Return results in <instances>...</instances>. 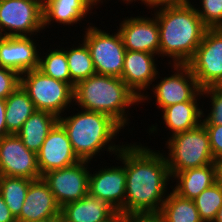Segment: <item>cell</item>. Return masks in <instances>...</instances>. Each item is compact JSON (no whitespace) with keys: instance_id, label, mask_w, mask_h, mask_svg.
Instances as JSON below:
<instances>
[{"instance_id":"1f68e13d","label":"cell","mask_w":222,"mask_h":222,"mask_svg":"<svg viewBox=\"0 0 222 222\" xmlns=\"http://www.w3.org/2000/svg\"><path fill=\"white\" fill-rule=\"evenodd\" d=\"M20 85V75L0 66V99H6Z\"/></svg>"},{"instance_id":"74e56055","label":"cell","mask_w":222,"mask_h":222,"mask_svg":"<svg viewBox=\"0 0 222 222\" xmlns=\"http://www.w3.org/2000/svg\"><path fill=\"white\" fill-rule=\"evenodd\" d=\"M215 167V183L222 188V156L213 161Z\"/></svg>"},{"instance_id":"30bf717a","label":"cell","mask_w":222,"mask_h":222,"mask_svg":"<svg viewBox=\"0 0 222 222\" xmlns=\"http://www.w3.org/2000/svg\"><path fill=\"white\" fill-rule=\"evenodd\" d=\"M115 159L120 161L116 162L117 165H121L116 166L115 163V166L106 165L103 167L102 164V167L96 168L94 172H92L93 167L90 168L88 193L124 215L126 197L125 145L120 149Z\"/></svg>"},{"instance_id":"4dcf8cb0","label":"cell","mask_w":222,"mask_h":222,"mask_svg":"<svg viewBox=\"0 0 222 222\" xmlns=\"http://www.w3.org/2000/svg\"><path fill=\"white\" fill-rule=\"evenodd\" d=\"M192 3L208 29L222 28V0H199L201 5Z\"/></svg>"},{"instance_id":"9a60e30c","label":"cell","mask_w":222,"mask_h":222,"mask_svg":"<svg viewBox=\"0 0 222 222\" xmlns=\"http://www.w3.org/2000/svg\"><path fill=\"white\" fill-rule=\"evenodd\" d=\"M79 161L81 160L75 154L65 129L57 122L37 152L41 176L49 171L74 165Z\"/></svg>"},{"instance_id":"ffe728a7","label":"cell","mask_w":222,"mask_h":222,"mask_svg":"<svg viewBox=\"0 0 222 222\" xmlns=\"http://www.w3.org/2000/svg\"><path fill=\"white\" fill-rule=\"evenodd\" d=\"M199 101H185L161 110L170 137L191 130L202 123L203 105ZM201 106V107H200Z\"/></svg>"},{"instance_id":"52a82bcc","label":"cell","mask_w":222,"mask_h":222,"mask_svg":"<svg viewBox=\"0 0 222 222\" xmlns=\"http://www.w3.org/2000/svg\"><path fill=\"white\" fill-rule=\"evenodd\" d=\"M168 67H172V74L165 77H160V72L157 73L156 82L153 84L150 92L145 93L140 99V103H146V101L155 99L157 109H164L170 105L176 103H182L185 101H200L202 97V88L198 85V82L190 67L187 64H171ZM173 69V70H172ZM160 78V81L158 80ZM158 80V82H157ZM151 97V98H150Z\"/></svg>"},{"instance_id":"2e32d148","label":"cell","mask_w":222,"mask_h":222,"mask_svg":"<svg viewBox=\"0 0 222 222\" xmlns=\"http://www.w3.org/2000/svg\"><path fill=\"white\" fill-rule=\"evenodd\" d=\"M33 37H3L0 40V66L12 69L19 75L38 69L41 46L38 44L39 37Z\"/></svg>"},{"instance_id":"4316f807","label":"cell","mask_w":222,"mask_h":222,"mask_svg":"<svg viewBox=\"0 0 222 222\" xmlns=\"http://www.w3.org/2000/svg\"><path fill=\"white\" fill-rule=\"evenodd\" d=\"M33 180L0 175V194L15 218L20 214L29 185Z\"/></svg>"},{"instance_id":"83f0119b","label":"cell","mask_w":222,"mask_h":222,"mask_svg":"<svg viewBox=\"0 0 222 222\" xmlns=\"http://www.w3.org/2000/svg\"><path fill=\"white\" fill-rule=\"evenodd\" d=\"M56 47V49L49 47V50L46 53H42L43 55L45 54V56H43L40 51L38 69L45 75L64 83H68L75 88L76 84L70 78L66 52L61 47Z\"/></svg>"},{"instance_id":"9c48e42d","label":"cell","mask_w":222,"mask_h":222,"mask_svg":"<svg viewBox=\"0 0 222 222\" xmlns=\"http://www.w3.org/2000/svg\"><path fill=\"white\" fill-rule=\"evenodd\" d=\"M43 28V5L32 0H0L3 37L38 36Z\"/></svg>"},{"instance_id":"7a4b0ae2","label":"cell","mask_w":222,"mask_h":222,"mask_svg":"<svg viewBox=\"0 0 222 222\" xmlns=\"http://www.w3.org/2000/svg\"><path fill=\"white\" fill-rule=\"evenodd\" d=\"M151 10L159 26V57L169 58V65L187 64L208 29L193 3L166 5Z\"/></svg>"},{"instance_id":"836d02e7","label":"cell","mask_w":222,"mask_h":222,"mask_svg":"<svg viewBox=\"0 0 222 222\" xmlns=\"http://www.w3.org/2000/svg\"><path fill=\"white\" fill-rule=\"evenodd\" d=\"M140 2L141 6L142 4L145 5L146 7L144 9H154L160 6H166V5H181V4H186L192 2V0H132L130 4H135V2Z\"/></svg>"},{"instance_id":"8992f818","label":"cell","mask_w":222,"mask_h":222,"mask_svg":"<svg viewBox=\"0 0 222 222\" xmlns=\"http://www.w3.org/2000/svg\"><path fill=\"white\" fill-rule=\"evenodd\" d=\"M20 85L28 93L36 110L51 112L59 118L74 105V88L45 75L39 69L21 74Z\"/></svg>"},{"instance_id":"f6af8a7d","label":"cell","mask_w":222,"mask_h":222,"mask_svg":"<svg viewBox=\"0 0 222 222\" xmlns=\"http://www.w3.org/2000/svg\"><path fill=\"white\" fill-rule=\"evenodd\" d=\"M3 38V35L1 34V32H0V40Z\"/></svg>"},{"instance_id":"ac0fdd59","label":"cell","mask_w":222,"mask_h":222,"mask_svg":"<svg viewBox=\"0 0 222 222\" xmlns=\"http://www.w3.org/2000/svg\"><path fill=\"white\" fill-rule=\"evenodd\" d=\"M102 5L101 0H45L43 5V28L47 29L49 25L72 26L82 23L90 18L92 9H97ZM90 14V15H89ZM86 19V20H85ZM80 22V23H79ZM55 23V24H53Z\"/></svg>"},{"instance_id":"d6986e66","label":"cell","mask_w":222,"mask_h":222,"mask_svg":"<svg viewBox=\"0 0 222 222\" xmlns=\"http://www.w3.org/2000/svg\"><path fill=\"white\" fill-rule=\"evenodd\" d=\"M61 212L48 184L43 178L33 180L24 200L17 222H32L40 219L55 217Z\"/></svg>"},{"instance_id":"ee69618b","label":"cell","mask_w":222,"mask_h":222,"mask_svg":"<svg viewBox=\"0 0 222 222\" xmlns=\"http://www.w3.org/2000/svg\"><path fill=\"white\" fill-rule=\"evenodd\" d=\"M32 1L40 2L42 5H44V2H45V0H32Z\"/></svg>"},{"instance_id":"b9f144b4","label":"cell","mask_w":222,"mask_h":222,"mask_svg":"<svg viewBox=\"0 0 222 222\" xmlns=\"http://www.w3.org/2000/svg\"><path fill=\"white\" fill-rule=\"evenodd\" d=\"M32 222H55V217L47 218V219H40Z\"/></svg>"},{"instance_id":"5b68a950","label":"cell","mask_w":222,"mask_h":222,"mask_svg":"<svg viewBox=\"0 0 222 222\" xmlns=\"http://www.w3.org/2000/svg\"><path fill=\"white\" fill-rule=\"evenodd\" d=\"M167 136L165 148L169 150H167L168 153L164 150L163 154H165L171 178L176 173L213 163L209 136L202 123L183 133L172 137Z\"/></svg>"},{"instance_id":"f546056e","label":"cell","mask_w":222,"mask_h":222,"mask_svg":"<svg viewBox=\"0 0 222 222\" xmlns=\"http://www.w3.org/2000/svg\"><path fill=\"white\" fill-rule=\"evenodd\" d=\"M202 97L210 99L209 109H203V125H222V88L219 86H210L202 89ZM211 103V104H210ZM212 106V107H210ZM208 112V113H206Z\"/></svg>"},{"instance_id":"8d00e7d4","label":"cell","mask_w":222,"mask_h":222,"mask_svg":"<svg viewBox=\"0 0 222 222\" xmlns=\"http://www.w3.org/2000/svg\"><path fill=\"white\" fill-rule=\"evenodd\" d=\"M125 222H162L156 215L126 216Z\"/></svg>"},{"instance_id":"60d3db41","label":"cell","mask_w":222,"mask_h":222,"mask_svg":"<svg viewBox=\"0 0 222 222\" xmlns=\"http://www.w3.org/2000/svg\"><path fill=\"white\" fill-rule=\"evenodd\" d=\"M213 222H222V206L219 208L217 216Z\"/></svg>"},{"instance_id":"3957f363","label":"cell","mask_w":222,"mask_h":222,"mask_svg":"<svg viewBox=\"0 0 222 222\" xmlns=\"http://www.w3.org/2000/svg\"><path fill=\"white\" fill-rule=\"evenodd\" d=\"M74 108L78 112L72 110V115L70 112L68 114L65 112L58 118V122L65 129L72 148L80 160L91 162L93 158H99L98 156L105 153L104 151L116 156L124 143H128L115 144L114 141L117 142L119 136H122L118 134L123 132V128L110 116Z\"/></svg>"},{"instance_id":"6da1fadb","label":"cell","mask_w":222,"mask_h":222,"mask_svg":"<svg viewBox=\"0 0 222 222\" xmlns=\"http://www.w3.org/2000/svg\"><path fill=\"white\" fill-rule=\"evenodd\" d=\"M162 151L153 150L141 142L125 143L124 216L157 215L160 212L172 180Z\"/></svg>"},{"instance_id":"cb8c5ba5","label":"cell","mask_w":222,"mask_h":222,"mask_svg":"<svg viewBox=\"0 0 222 222\" xmlns=\"http://www.w3.org/2000/svg\"><path fill=\"white\" fill-rule=\"evenodd\" d=\"M35 110L28 93L19 85L6 98L5 121L8 133L17 134Z\"/></svg>"},{"instance_id":"5bb4252c","label":"cell","mask_w":222,"mask_h":222,"mask_svg":"<svg viewBox=\"0 0 222 222\" xmlns=\"http://www.w3.org/2000/svg\"><path fill=\"white\" fill-rule=\"evenodd\" d=\"M146 16H125L116 27L126 50L147 52L159 56V26L153 13Z\"/></svg>"},{"instance_id":"f1b7e54d","label":"cell","mask_w":222,"mask_h":222,"mask_svg":"<svg viewBox=\"0 0 222 222\" xmlns=\"http://www.w3.org/2000/svg\"><path fill=\"white\" fill-rule=\"evenodd\" d=\"M203 222H213L222 206V188L216 183L201 192L193 199Z\"/></svg>"},{"instance_id":"7c38bea8","label":"cell","mask_w":222,"mask_h":222,"mask_svg":"<svg viewBox=\"0 0 222 222\" xmlns=\"http://www.w3.org/2000/svg\"><path fill=\"white\" fill-rule=\"evenodd\" d=\"M89 163L91 164L89 161L81 160L74 165L49 171L42 176L60 207L81 200L88 194Z\"/></svg>"},{"instance_id":"ba28073f","label":"cell","mask_w":222,"mask_h":222,"mask_svg":"<svg viewBox=\"0 0 222 222\" xmlns=\"http://www.w3.org/2000/svg\"><path fill=\"white\" fill-rule=\"evenodd\" d=\"M88 23L81 37L89 48L96 74L121 78L126 49L120 32L110 34Z\"/></svg>"},{"instance_id":"484cf974","label":"cell","mask_w":222,"mask_h":222,"mask_svg":"<svg viewBox=\"0 0 222 222\" xmlns=\"http://www.w3.org/2000/svg\"><path fill=\"white\" fill-rule=\"evenodd\" d=\"M78 44L71 48L69 44V48L60 46L66 52L70 78L75 84L96 74L89 48L82 38Z\"/></svg>"},{"instance_id":"f35d334b","label":"cell","mask_w":222,"mask_h":222,"mask_svg":"<svg viewBox=\"0 0 222 222\" xmlns=\"http://www.w3.org/2000/svg\"><path fill=\"white\" fill-rule=\"evenodd\" d=\"M126 216L118 211H114L106 220L101 222H125Z\"/></svg>"},{"instance_id":"ab89813d","label":"cell","mask_w":222,"mask_h":222,"mask_svg":"<svg viewBox=\"0 0 222 222\" xmlns=\"http://www.w3.org/2000/svg\"><path fill=\"white\" fill-rule=\"evenodd\" d=\"M55 222H72L67 217H65L61 212L55 216Z\"/></svg>"},{"instance_id":"e575fe53","label":"cell","mask_w":222,"mask_h":222,"mask_svg":"<svg viewBox=\"0 0 222 222\" xmlns=\"http://www.w3.org/2000/svg\"><path fill=\"white\" fill-rule=\"evenodd\" d=\"M0 222H17L0 194Z\"/></svg>"},{"instance_id":"d4e9b609","label":"cell","mask_w":222,"mask_h":222,"mask_svg":"<svg viewBox=\"0 0 222 222\" xmlns=\"http://www.w3.org/2000/svg\"><path fill=\"white\" fill-rule=\"evenodd\" d=\"M156 215L162 222H203L193 200L181 197L172 189Z\"/></svg>"},{"instance_id":"7402d4cb","label":"cell","mask_w":222,"mask_h":222,"mask_svg":"<svg viewBox=\"0 0 222 222\" xmlns=\"http://www.w3.org/2000/svg\"><path fill=\"white\" fill-rule=\"evenodd\" d=\"M58 122V117L48 111L35 110V112L24 122L21 130L17 133L22 143L37 153L50 130Z\"/></svg>"},{"instance_id":"d590c367","label":"cell","mask_w":222,"mask_h":222,"mask_svg":"<svg viewBox=\"0 0 222 222\" xmlns=\"http://www.w3.org/2000/svg\"><path fill=\"white\" fill-rule=\"evenodd\" d=\"M5 112H6V99H0V139L10 135L6 127Z\"/></svg>"},{"instance_id":"603a6c76","label":"cell","mask_w":222,"mask_h":222,"mask_svg":"<svg viewBox=\"0 0 222 222\" xmlns=\"http://www.w3.org/2000/svg\"><path fill=\"white\" fill-rule=\"evenodd\" d=\"M114 211L106 202L89 193L81 200L67 203L61 207V213L72 222H101Z\"/></svg>"},{"instance_id":"e0dca14e","label":"cell","mask_w":222,"mask_h":222,"mask_svg":"<svg viewBox=\"0 0 222 222\" xmlns=\"http://www.w3.org/2000/svg\"><path fill=\"white\" fill-rule=\"evenodd\" d=\"M158 55L126 50L121 79L139 99L150 90L160 69ZM156 62V63H155Z\"/></svg>"},{"instance_id":"4fadbf2b","label":"cell","mask_w":222,"mask_h":222,"mask_svg":"<svg viewBox=\"0 0 222 222\" xmlns=\"http://www.w3.org/2000/svg\"><path fill=\"white\" fill-rule=\"evenodd\" d=\"M0 175L31 180L42 178L37 153L29 150L17 134L0 139Z\"/></svg>"},{"instance_id":"277c9868","label":"cell","mask_w":222,"mask_h":222,"mask_svg":"<svg viewBox=\"0 0 222 222\" xmlns=\"http://www.w3.org/2000/svg\"><path fill=\"white\" fill-rule=\"evenodd\" d=\"M141 105L138 96L119 77L94 74L74 88V105L79 109L106 114L123 130L129 127L132 106ZM127 112V113H126Z\"/></svg>"},{"instance_id":"8fae6325","label":"cell","mask_w":222,"mask_h":222,"mask_svg":"<svg viewBox=\"0 0 222 222\" xmlns=\"http://www.w3.org/2000/svg\"><path fill=\"white\" fill-rule=\"evenodd\" d=\"M187 65L202 89L222 82V28L205 31L202 42Z\"/></svg>"},{"instance_id":"44dd1931","label":"cell","mask_w":222,"mask_h":222,"mask_svg":"<svg viewBox=\"0 0 222 222\" xmlns=\"http://www.w3.org/2000/svg\"><path fill=\"white\" fill-rule=\"evenodd\" d=\"M171 189L181 197L193 200L201 192L215 183L214 164L204 165L176 173L172 180Z\"/></svg>"},{"instance_id":"7bdbcfd3","label":"cell","mask_w":222,"mask_h":222,"mask_svg":"<svg viewBox=\"0 0 222 222\" xmlns=\"http://www.w3.org/2000/svg\"><path fill=\"white\" fill-rule=\"evenodd\" d=\"M103 1H105V2H107V1H108V2H109L110 0H107V1H106V0H101V2L104 4V2H103ZM118 1H119V0H118ZM131 1H132V0H121V2H120V3H122V2H123V3H124V4H126V6H127V5H128L130 2H131Z\"/></svg>"},{"instance_id":"d6a6232c","label":"cell","mask_w":222,"mask_h":222,"mask_svg":"<svg viewBox=\"0 0 222 222\" xmlns=\"http://www.w3.org/2000/svg\"><path fill=\"white\" fill-rule=\"evenodd\" d=\"M209 136L212 155L215 158L222 156V125H204Z\"/></svg>"}]
</instances>
